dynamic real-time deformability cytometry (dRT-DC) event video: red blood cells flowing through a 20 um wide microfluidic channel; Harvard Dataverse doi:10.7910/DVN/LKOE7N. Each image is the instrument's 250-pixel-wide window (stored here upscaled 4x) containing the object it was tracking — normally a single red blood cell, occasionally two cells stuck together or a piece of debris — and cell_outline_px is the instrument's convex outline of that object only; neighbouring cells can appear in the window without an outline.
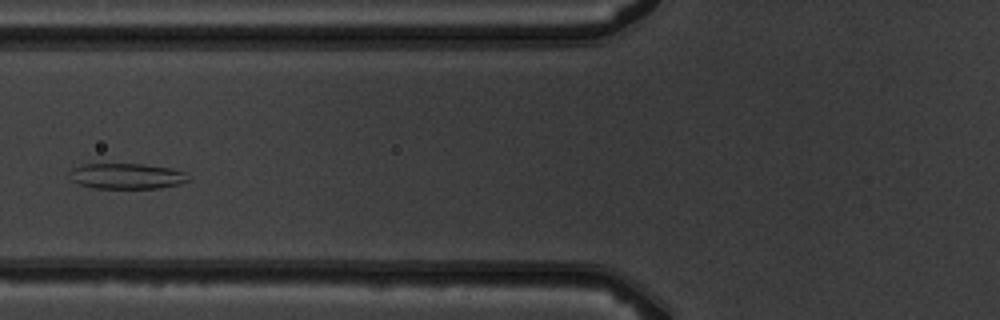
{"species": "common noctule bat (a hibernating species)", "species_latin": "Nyctalus noctula", "temperature_condition": "warm", "stored_images_in_passage": 5, "camera_frame_rate_fps": 3000, "um_per_image_px": 0.085, "animal": {"sex": "male", "body_mass_g": 19.5, "forearm_length_mm": 54.6}, "frame": {"image": 1, "passage_image": 5, "time_ms": 4.667, "image_size_px": [1000, 320], "cell_outline_px": [[188, 180], [180, 184], [160, 188], [92, 188], [80, 184], [72, 180], [68, 172], [72, 168], [84, 164], [140, 164], [172, 168], [184, 172]], "centroid_in_image_um": [10.74, 14.97], "position_along_channel_um": 115.1, "area_um2": 17.63}}